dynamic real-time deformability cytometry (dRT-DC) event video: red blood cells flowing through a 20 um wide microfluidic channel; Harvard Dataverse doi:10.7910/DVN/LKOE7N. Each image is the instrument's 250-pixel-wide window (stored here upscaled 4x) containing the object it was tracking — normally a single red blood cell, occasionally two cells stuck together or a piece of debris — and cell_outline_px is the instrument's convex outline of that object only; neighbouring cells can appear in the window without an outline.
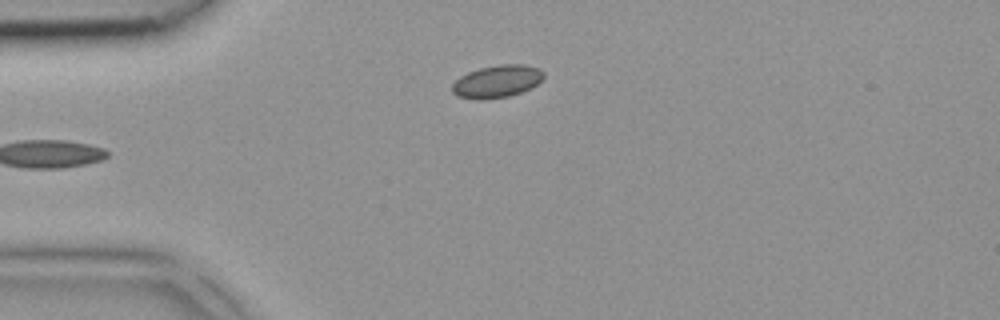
{"species": "common noctule bat (a hibernating species)", "species_latin": "Nyctalus noctula", "temperature_condition": "room temperature", "stored_images_in_passage": 4, "camera_frame_rate_fps": 3000, "um_per_image_px": 0.085, "animal": {"sex": "female", "body_mass_g": 18.4}, "frame": {"image": 1, "passage_image": 4, "time_ms": 1.0, "image_size_px": [1000, 320], "cell_outline_px": [[544, 76], [536, 84], [520, 92], [508, 96], [484, 100], [476, 100], [456, 96], [452, 92], [452, 84], [460, 76], [468, 72], [480, 68], [500, 64], [524, 64], [536, 68], [544, 72]], "centroid_in_image_um": [42.19, 6.92], "position_along_channel_um": 42.8, "area_um2": 17.22}}